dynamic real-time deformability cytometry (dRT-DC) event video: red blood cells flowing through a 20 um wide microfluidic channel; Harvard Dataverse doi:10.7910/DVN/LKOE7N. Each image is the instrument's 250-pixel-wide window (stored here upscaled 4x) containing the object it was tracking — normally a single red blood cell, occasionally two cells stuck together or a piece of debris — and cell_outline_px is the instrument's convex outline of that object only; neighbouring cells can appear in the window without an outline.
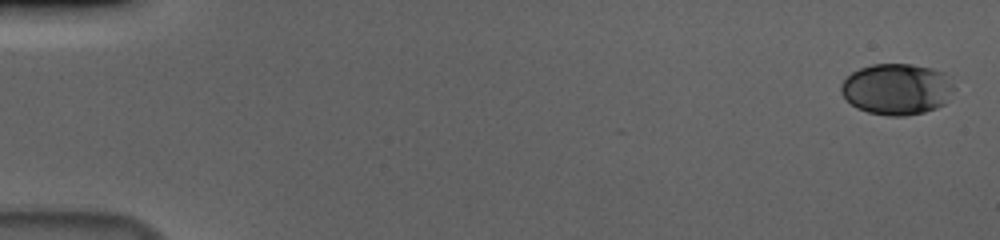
{"species": "human", "species_latin": "Homo sapiens", "temperature_condition": "cold", "stored_images_in_passage": 57, "camera_frame_rate_fps": 3000, "um_per_image_px": 0.085, "donor": {"sex": "male"}, "frame": {"image": 1, "passage_image": 1, "time_ms": 0.0, "image_size_px": [1000, 240], "cell_outline_px": [[956, 88], [944, 104], [936, 108], [924, 112], [904, 116], [888, 116], [868, 112], [856, 108], [840, 92], [840, 84], [852, 72], [860, 68], [872, 64], [912, 64], [932, 68], [944, 72], [952, 76]], "centroid_in_image_um": [76.28, 7.56], "position_along_channel_um": 8.7, "area_um2": 34.16}}
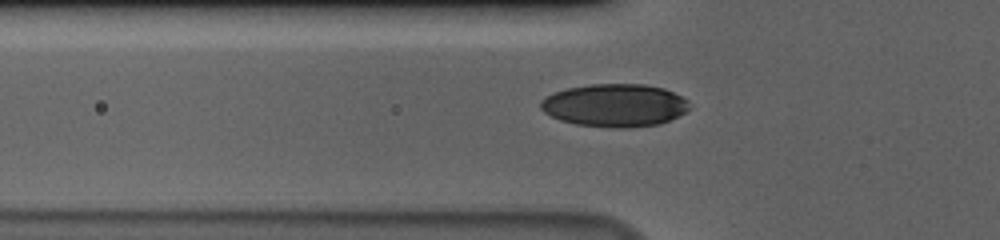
{"frame": {"image": 2, "passage_image": 20, "time_ms": 6.333, "image_size_px": [1000, 240], "cell_outline_px": [[688, 108], [684, 112], [660, 124], [632, 128], [612, 128], [576, 124], [560, 120], [544, 112], [540, 108], [540, 100], [544, 96], [552, 92], [568, 88], [588, 84], [644, 84], [664, 88], [688, 100]], "centroid_in_image_um": [52.2, 8.95], "position_along_channel_um": 73.6, "area_um2": 37.28}}
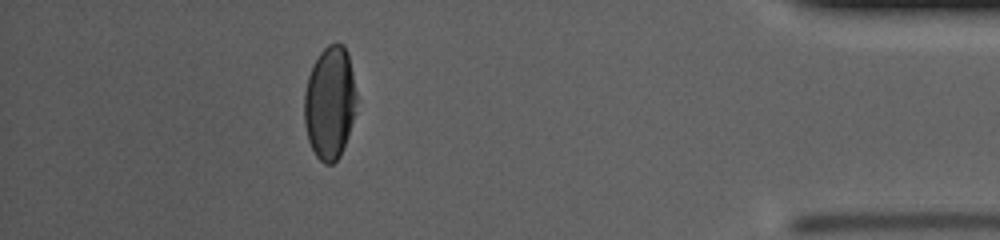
{"frame": {"image": 3, "passage_image": 51, "time_ms": 16.667, "image_size_px": [1000, 240], "cell_outline_px": [[356, 100], [352, 120], [340, 156], [332, 164], [324, 164], [316, 156], [308, 140], [304, 124], [304, 92], [308, 76], [320, 52], [328, 44], [344, 44], [348, 52], [356, 92]], "centroid_in_image_um": [28.01, 8.73], "position_along_channel_um": 407.2, "area_um2": 34.1}, "authors_computed_cell_mechanics": {"area_um2": 35.0268, "velocity_mm_per_s": 3.6593, "shape_relaxation_time_tau1_ms": 4.0437, "shape_relaxation_time_tau2_ms": 0.9429, "deformation_change_tau1": 0.1429, "deformation_change_tau2": 0.0331}}